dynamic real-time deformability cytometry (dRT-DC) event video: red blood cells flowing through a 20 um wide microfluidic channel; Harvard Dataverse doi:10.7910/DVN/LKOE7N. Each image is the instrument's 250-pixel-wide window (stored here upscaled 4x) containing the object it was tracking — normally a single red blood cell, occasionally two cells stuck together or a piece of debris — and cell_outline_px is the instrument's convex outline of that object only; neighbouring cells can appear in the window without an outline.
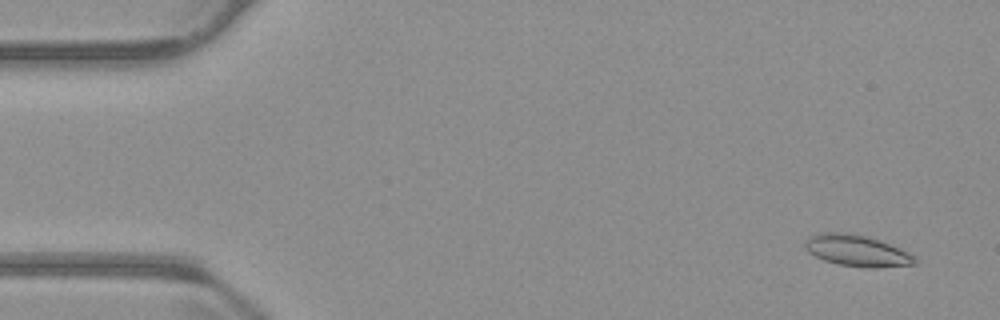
{"species": "common noctule bat (a hibernating species)", "species_latin": "Nyctalus noctula", "temperature_condition": "warm", "stored_images_in_passage": 55, "camera_frame_rate_fps": 3000, "um_per_image_px": 0.085, "animal": {"sex": "male", "body_mass_g": 23.1, "forearm_length_mm": 52.7}, "frame": {"image": 1, "passage_image": 3, "time_ms": 0.667, "image_size_px": [1000, 320], "cell_outline_px": [[920, 260], [916, 264], [876, 268], [868, 268], [840, 264], [824, 260], [808, 252], [804, 248], [804, 244], [808, 236], [820, 232], [844, 232], [868, 236], [908, 252]], "centroid_in_image_um": [72.83, 21.3], "position_along_channel_um": 12.2, "area_um2": 20.11}}
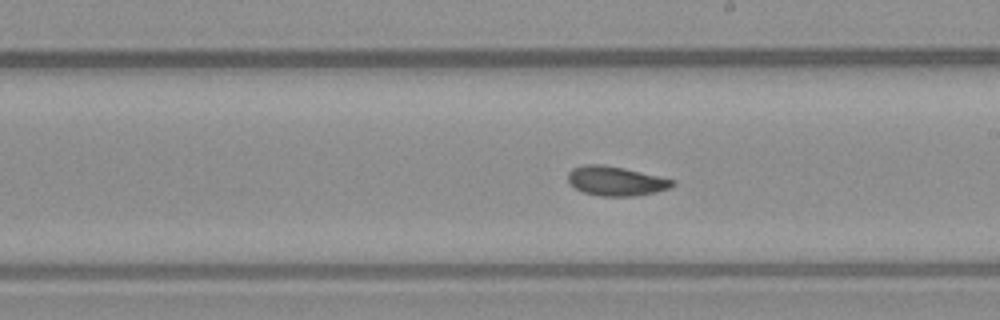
{"frame": {"image": 2, "passage_image": 31, "time_ms": 10.0, "image_size_px": [1000, 320], "cell_outline_px": [[676, 184], [668, 188], [656, 192], [636, 196], [600, 196], [584, 192], [576, 188], [568, 180], [568, 172], [572, 168], [584, 164], [604, 164], [624, 168], [676, 180]], "centroid_in_image_um": [52.36, 15.38], "position_along_channel_um": 236.6, "area_um2": 17.92}}
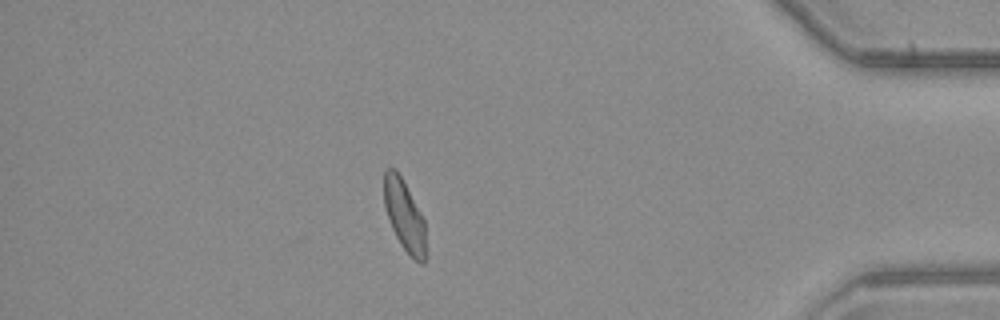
{"frame": {"image": 3, "passage_image": 48, "time_ms": 15.667, "image_size_px": [1000, 320], "cell_outline_px": [[428, 256], [424, 264], [420, 264], [400, 244], [392, 228], [384, 204], [384, 168], [396, 168], [420, 212], [424, 220]], "centroid_in_image_um": [34.4, 18.36], "position_along_channel_um": 400.8, "area_um2": 17.34}, "authors_computed_cell_mechanics": {"area_um2": 18.1492, "velocity_mm_per_s": 3.7077, "shape_relaxation_time_tau1_ms": 4.7445, "shape_relaxation_time_tau2_ms": 3.687, "deformation_change_tau1": 0.1395, "deformation_change_tau2": 0.1012}}